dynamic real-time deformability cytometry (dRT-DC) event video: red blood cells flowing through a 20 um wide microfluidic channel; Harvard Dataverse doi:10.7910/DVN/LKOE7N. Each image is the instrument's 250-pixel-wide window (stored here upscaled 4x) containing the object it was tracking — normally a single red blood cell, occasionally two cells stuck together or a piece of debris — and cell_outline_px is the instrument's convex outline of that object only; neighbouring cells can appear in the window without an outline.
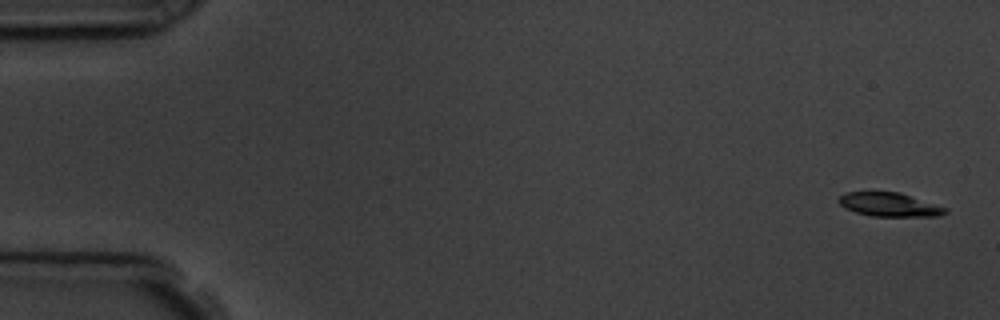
{"species": "common noctule bat (a hibernating species)", "species_latin": "Nyctalus noctula", "temperature_condition": "room temperature", "stored_images_in_passage": 5, "camera_frame_rate_fps": 3000, "um_per_image_px": 0.085, "animal": {"sex": "male", "body_mass_g": 19.5, "forearm_length_mm": 54.6}, "frame": {"image": 1, "passage_image": 1, "time_ms": 0.0, "image_size_px": [1000, 320], "cell_outline_px": [[948, 212], [940, 216], [872, 216], [856, 212], [840, 204], [836, 200], [844, 192], [900, 192], [948, 208]], "centroid_in_image_um": [75.62, 17.39], "position_along_channel_um": 9.4, "area_um2": 14.74}}
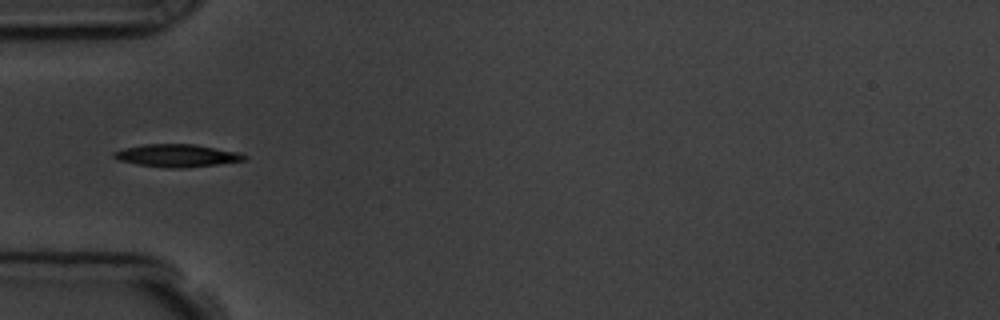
{"frame": {"image": 2, "passage_image": 5, "time_ms": 5.333, "image_size_px": [1000, 320], "cell_outline_px": [[248, 160], [184, 168], [168, 168], [136, 164], [120, 160], [112, 156], [112, 152], [124, 148], [144, 144], [196, 144], [240, 152], [248, 156]], "centroid_in_image_um": [15.08, 13.22], "position_along_channel_um": 69.9, "area_um2": 17.34}}